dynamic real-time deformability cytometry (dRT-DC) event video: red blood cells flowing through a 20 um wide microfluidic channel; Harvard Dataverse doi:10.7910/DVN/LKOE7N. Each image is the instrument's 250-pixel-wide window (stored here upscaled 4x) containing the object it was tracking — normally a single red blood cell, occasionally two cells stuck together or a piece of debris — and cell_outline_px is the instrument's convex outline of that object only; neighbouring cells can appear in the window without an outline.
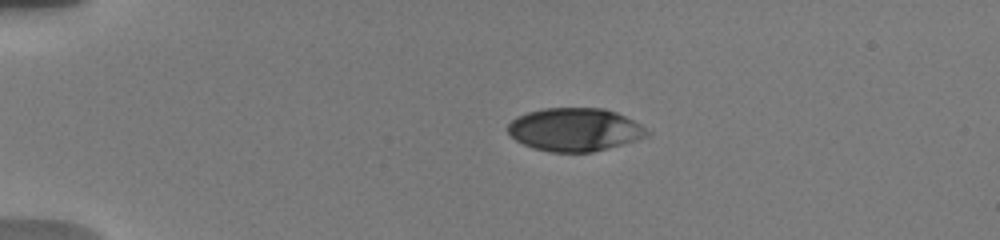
{"species": "human", "species_latin": "Homo sapiens", "temperature_condition": "warm", "stored_images_in_passage": 39, "camera_frame_rate_fps": 3000, "um_per_image_px": 0.085, "donor": {"sex": "male"}, "frame": {"image": 1, "passage_image": 1, "time_ms": 0.0, "image_size_px": [1000, 240], "cell_outline_px": [[652, 132], [648, 136], [636, 140], [608, 148], [592, 152], [548, 152], [524, 144], [516, 140], [508, 132], [508, 124], [516, 116], [528, 112], [544, 108], [604, 108], [616, 112], [640, 124]], "centroid_in_image_um": [48.87, 11.01], "position_along_channel_um": 36.1, "area_um2": 34.91}}
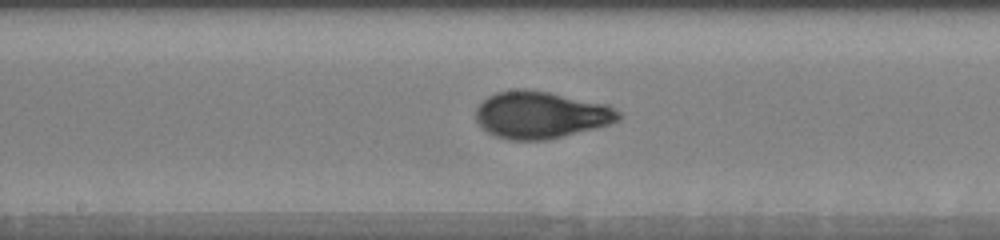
{"frame": {"image": 2, "passage_image": 15, "time_ms": 6.0, "image_size_px": [1000, 240], "cell_outline_px": [[620, 120], [608, 124], [544, 140], [508, 140], [496, 136], [488, 132], [476, 120], [476, 108], [488, 96], [496, 92], [520, 88], [524, 88], [548, 92], [608, 104], [620, 112]], "centroid_in_image_um": [45.94, 9.75], "position_along_channel_um": 202.3, "area_um2": 38.78}}
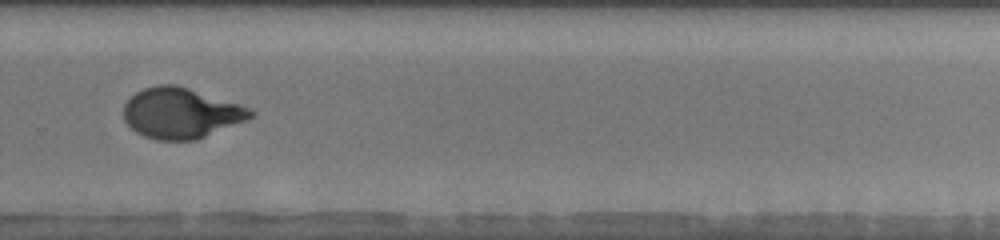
{"frame": {"image": 3, "passage_image": 26, "time_ms": 9.0, "image_size_px": [1000, 240], "cell_outline_px": [[256, 116], [196, 140], [156, 140], [144, 136], [136, 132], [124, 120], [124, 104], [136, 92], [144, 88], [156, 84], [176, 84], [240, 104], [256, 112]], "centroid_in_image_um": [15.38, 9.61], "position_along_channel_um": 314.4, "area_um2": 37.34}, "authors_computed_cell_mechanics": {"area_um2": 37.6856, "velocity_mm_per_s": 3.7538, "shape_relaxation_time_tau1_ms": 3.4041, "shape_relaxation_time_tau2_ms": 0.7339, "deformation_change_tau1": 0.1788, "deformation_change_tau2": 0.0486}}